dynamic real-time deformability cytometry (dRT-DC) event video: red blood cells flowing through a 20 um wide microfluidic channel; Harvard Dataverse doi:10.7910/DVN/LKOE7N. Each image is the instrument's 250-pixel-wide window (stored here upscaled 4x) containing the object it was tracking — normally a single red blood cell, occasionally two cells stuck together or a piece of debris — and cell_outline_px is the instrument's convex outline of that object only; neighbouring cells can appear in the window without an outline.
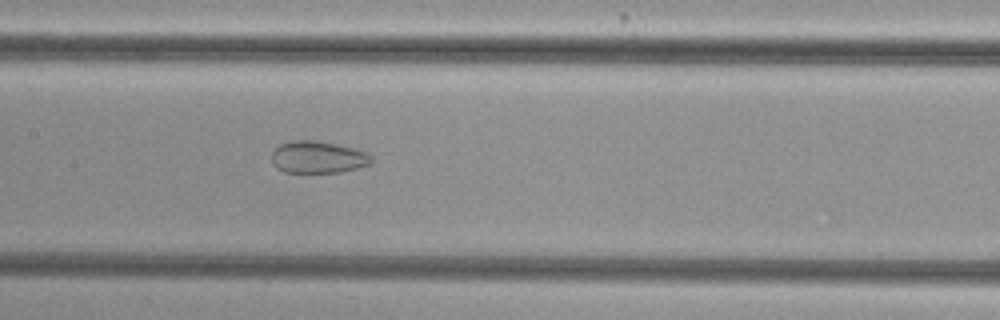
{"species": "common noctule bat (a hibernating species)", "species_latin": "Nyctalus noctula", "temperature_condition": "cold", "stored_images_in_passage": 42, "camera_frame_rate_fps": 3000, "um_per_image_px": 0.085, "animal": {"sex": "female", "body_mass_g": 29.2, "forearm_length_mm": 56.3}, "frame": {"image": 1, "passage_image": 15, "time_ms": 4.667, "image_size_px": [1000, 320], "cell_outline_px": [[372, 164], [340, 172], [284, 172], [276, 168], [272, 164], [272, 152], [280, 144], [288, 140], [316, 140], [356, 148], [372, 156]], "centroid_in_image_um": [27.01, 13.35], "position_along_channel_um": 180.4, "area_um2": 18.79}}
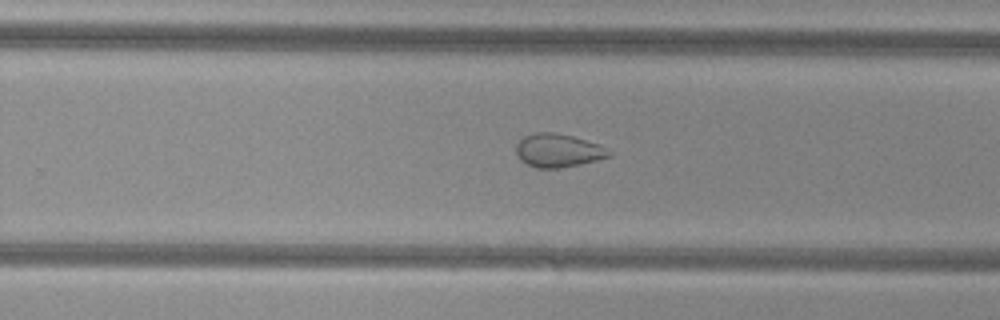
{"frame": {"image": 2, "passage_image": 23, "time_ms": 7.333, "image_size_px": [1000, 320], "cell_outline_px": [[612, 156], [580, 164], [560, 168], [536, 168], [520, 160], [516, 152], [516, 144], [524, 136], [536, 132], [556, 132], [572, 136], [600, 144], [612, 152]], "centroid_in_image_um": [47.45, 12.79], "position_along_channel_um": 282.4, "area_um2": 18.15}}
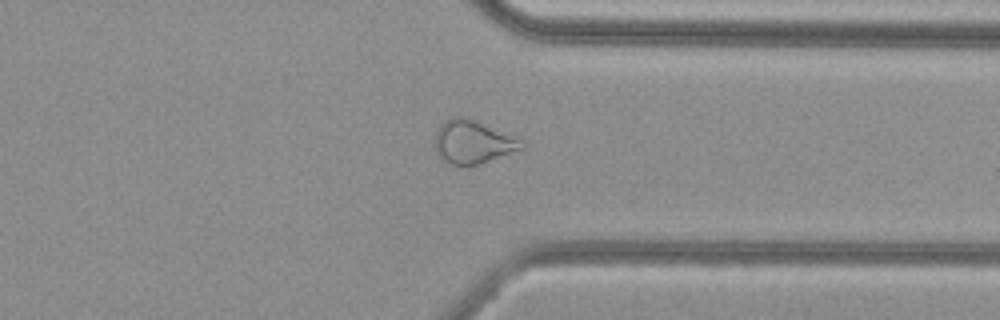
{"frame": {"image": 3, "passage_image": 30, "time_ms": 9.667, "image_size_px": [1000, 320], "cell_outline_px": [[528, 144], [524, 148], [480, 164], [464, 168], [452, 164], [444, 160], [436, 152], [436, 132], [440, 124], [444, 120], [452, 116], [468, 116], [524, 140]], "centroid_in_image_um": [40.23, 12.06], "position_along_channel_um": 371.2, "area_um2": 22.43}, "authors_computed_cell_mechanics": {"area_um2": 23.409, "velocity_mm_per_s": 3.834, "shape_relaxation_time_tau1_ms": null, "shape_relaxation_time_tau2_ms": 2.1664, "deformation_change_tau1": null, "deformation_change_tau2": 0.0831}}